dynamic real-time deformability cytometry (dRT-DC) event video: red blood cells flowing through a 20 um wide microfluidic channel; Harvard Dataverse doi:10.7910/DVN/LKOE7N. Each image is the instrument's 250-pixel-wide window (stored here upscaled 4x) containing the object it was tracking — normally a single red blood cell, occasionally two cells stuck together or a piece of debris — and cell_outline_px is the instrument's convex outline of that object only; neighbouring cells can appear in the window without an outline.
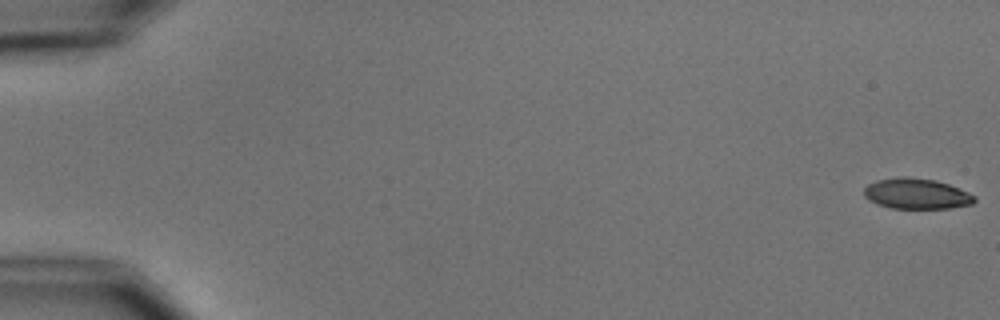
{"species": "common noctule bat (a hibernating species)", "species_latin": "Nyctalus noctula", "temperature_condition": "cold", "stored_images_in_passage": 3, "camera_frame_rate_fps": 3000, "um_per_image_px": 0.085, "animal": {"sex": "male", "body_mass_g": 15.6}, "frame": {"image": 1, "passage_image": 1, "time_ms": 0.0, "image_size_px": [1000, 320], "cell_outline_px": [[976, 200], [972, 204], [948, 208], [892, 208], [876, 204], [868, 200], [864, 196], [864, 188], [868, 184], [876, 180], [904, 176], [932, 180], [948, 184], [968, 192], [976, 196]], "centroid_in_image_um": [77.88, 16.47], "position_along_channel_um": 7.1, "area_um2": 19.59}}